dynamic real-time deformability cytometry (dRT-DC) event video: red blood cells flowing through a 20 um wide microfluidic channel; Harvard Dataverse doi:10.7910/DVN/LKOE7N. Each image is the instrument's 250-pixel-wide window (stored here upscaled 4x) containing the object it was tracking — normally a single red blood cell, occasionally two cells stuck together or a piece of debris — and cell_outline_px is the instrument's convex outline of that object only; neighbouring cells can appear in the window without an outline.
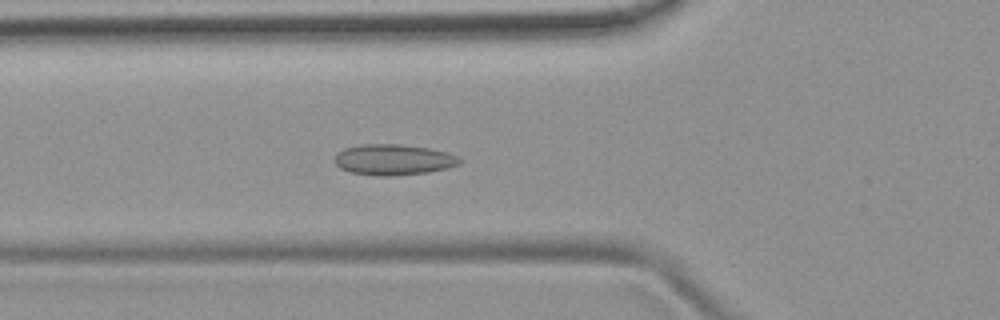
{"species": "common noctule bat (a hibernating species)", "species_latin": "Nyctalus noctula", "temperature_condition": "room temperature", "stored_images_in_passage": 51, "camera_frame_rate_fps": 3000, "um_per_image_px": 0.085, "animal": {"sex": "female", "body_mass_g": 19.9}, "frame": {"image": 1, "passage_image": 18, "time_ms": 5.667, "image_size_px": [1000, 320], "cell_outline_px": [[464, 160], [460, 164], [448, 168], [428, 172], [392, 176], [376, 176], [348, 172], [340, 168], [336, 164], [336, 152], [344, 148], [360, 144], [400, 144], [428, 148], [460, 156]], "centroid_in_image_um": [33.45, 13.58], "position_along_channel_um": 92.3, "area_um2": 22.66}}
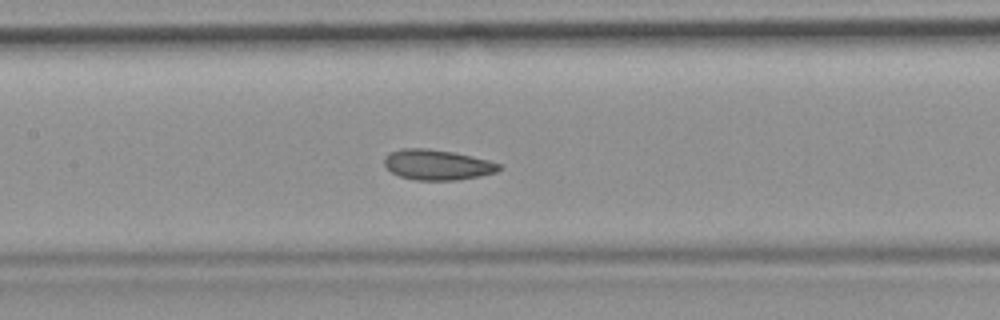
{"frame": {"image": 2, "passage_image": 24, "time_ms": 7.667, "image_size_px": [1000, 320], "cell_outline_px": [[504, 168], [496, 172], [480, 176], [456, 180], [416, 180], [400, 176], [392, 172], [384, 164], [384, 156], [392, 152], [404, 148], [428, 148], [452, 152], [472, 156], [488, 160], [500, 164]], "centroid_in_image_um": [37.19, 14.0], "position_along_channel_um": 170.2, "area_um2": 20.23}}
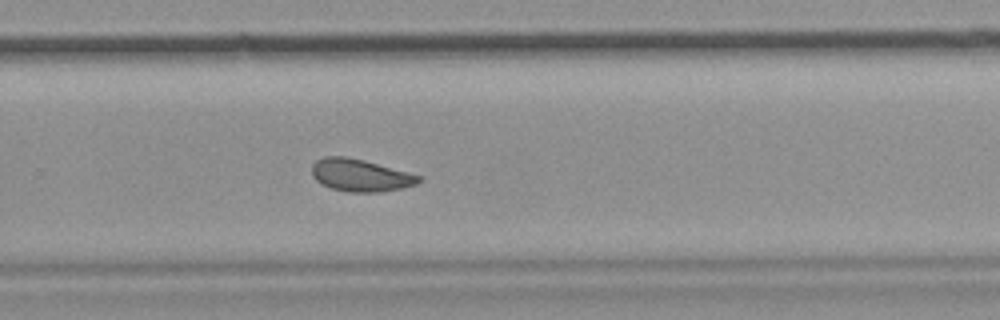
{"frame": {"image": 3, "passage_image": 34, "time_ms": 11.0, "image_size_px": [1000, 320], "cell_outline_px": [[424, 180], [416, 184], [400, 188], [376, 192], [348, 192], [332, 188], [320, 184], [312, 176], [312, 164], [316, 160], [324, 156], [344, 156], [364, 160], [420, 176]], "centroid_in_image_um": [30.58, 14.89], "position_along_channel_um": 299.2, "area_um2": 20.0}, "authors_computed_cell_mechanics": {"area_um2": 20.808, "velocity_mm_per_s": 3.8876, "shape_relaxation_time_tau1_ms": null, "shape_relaxation_time_tau2_ms": 1.9925, "deformation_change_tau1": null, "deformation_change_tau2": 0.065}}